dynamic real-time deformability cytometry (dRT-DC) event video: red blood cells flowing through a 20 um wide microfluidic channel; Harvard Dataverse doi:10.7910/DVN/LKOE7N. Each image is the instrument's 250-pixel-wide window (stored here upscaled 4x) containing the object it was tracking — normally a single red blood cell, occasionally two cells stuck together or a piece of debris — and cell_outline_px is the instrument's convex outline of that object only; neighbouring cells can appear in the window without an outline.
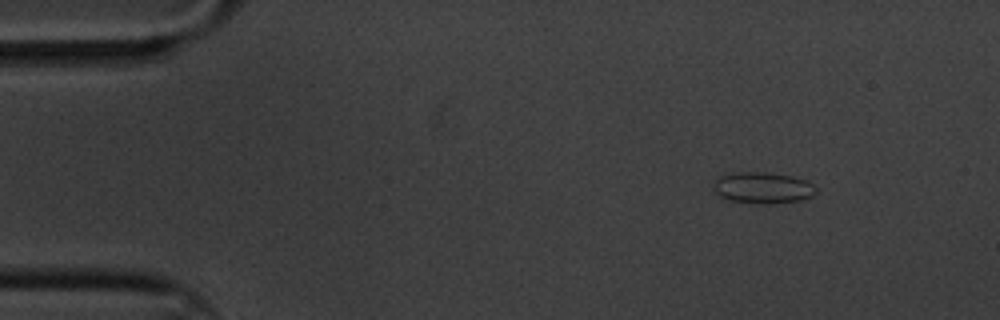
{"species": "common noctule bat (a hibernating species)", "species_latin": "Nyctalus noctula", "temperature_condition": "cold", "stored_images_in_passage": 3, "camera_frame_rate_fps": 3000, "um_per_image_px": 0.085, "animal": {"sex": "male", "body_mass_g": 20.1, "forearm_length_mm": 53.5}, "frame": {"image": 1, "passage_image": 1, "time_ms": 0.0, "image_size_px": [1000, 320], "cell_outline_px": [[816, 192], [812, 196], [800, 200], [776, 204], [768, 204], [732, 200], [720, 196], [716, 192], [716, 180], [720, 176], [740, 172], [768, 172], [792, 176], [804, 180], [812, 184], [816, 188]], "centroid_in_image_um": [64.9, 15.96], "position_along_channel_um": 20.1, "area_um2": 18.32}}
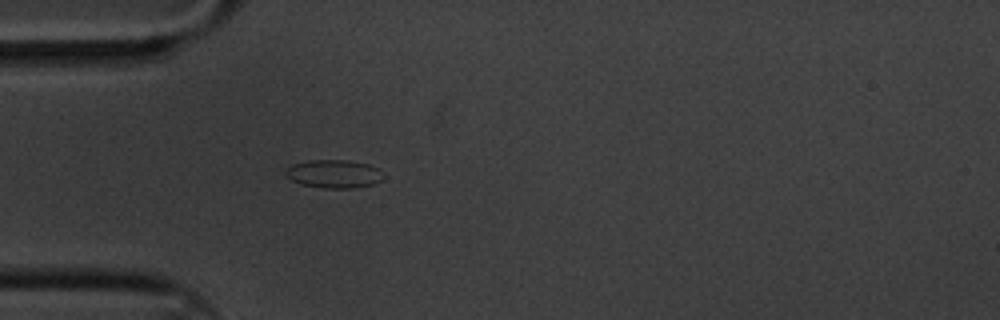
{"frame": {"image": 2, "passage_image": 3, "time_ms": 0.667, "image_size_px": [1000, 320], "cell_outline_px": [[380, 180], [372, 184], [352, 188], [324, 188], [300, 184], [292, 180], [284, 172], [292, 164], [308, 160], [348, 160], [368, 164], [376, 168]], "centroid_in_image_um": [28.3, 14.77], "position_along_channel_um": 56.7, "area_um2": 15.66}}